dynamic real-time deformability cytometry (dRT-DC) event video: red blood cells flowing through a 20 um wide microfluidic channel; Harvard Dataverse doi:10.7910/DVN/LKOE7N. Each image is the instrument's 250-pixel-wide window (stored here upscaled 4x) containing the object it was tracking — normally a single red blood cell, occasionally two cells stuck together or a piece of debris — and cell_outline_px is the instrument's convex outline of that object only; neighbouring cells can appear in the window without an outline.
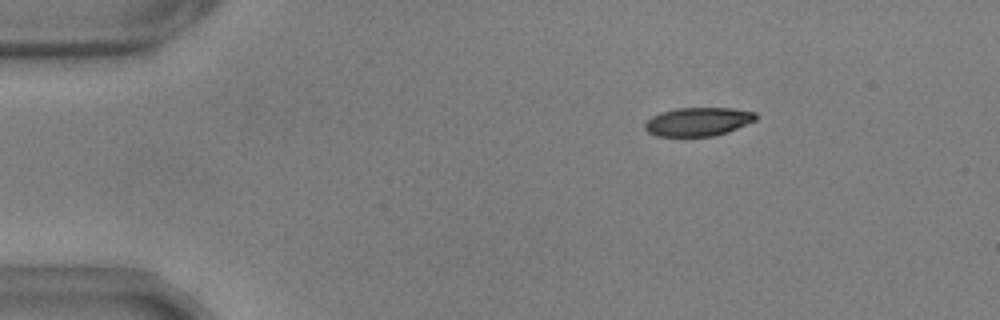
{"species": "common noctule bat (a hibernating species)", "species_latin": "Nyctalus noctula", "temperature_condition": "warm", "stored_images_in_passage": 11, "camera_frame_rate_fps": 3000, "um_per_image_px": 0.085, "animal": {"sex": "male", "body_mass_g": 17.9, "forearm_length_mm": 54.2}, "frame": {"image": 1, "passage_image": 1, "time_ms": 0.0, "image_size_px": [1000, 320], "cell_outline_px": [[756, 120], [728, 132], [712, 136], [656, 136], [648, 132], [644, 128], [644, 124], [652, 116], [660, 112], [676, 108], [732, 108], [756, 112]], "centroid_in_image_um": [59.33, 10.34], "position_along_channel_um": 25.7, "area_um2": 18.5}}
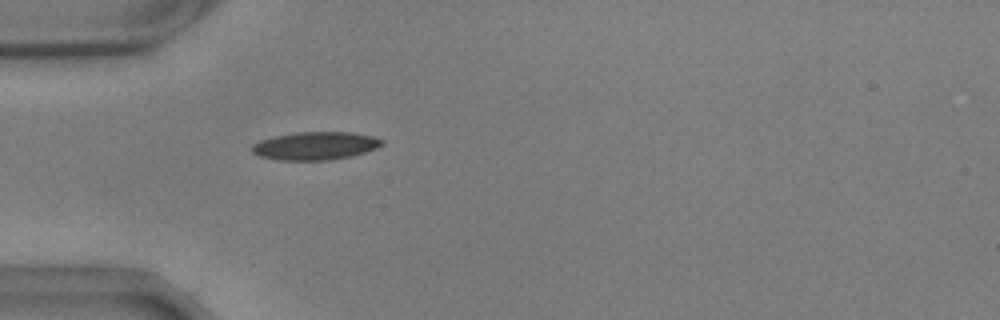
{"frame": {"image": 2, "passage_image": 9, "time_ms": 2.667, "image_size_px": [1000, 320], "cell_outline_px": [[384, 144], [376, 148], [352, 156], [332, 160], [276, 160], [260, 156], [252, 152], [252, 144], [260, 140], [272, 136], [296, 132], [348, 132], [372, 136], [384, 140]], "centroid_in_image_um": [26.78, 12.39], "position_along_channel_um": 58.2, "area_um2": 21.33}}